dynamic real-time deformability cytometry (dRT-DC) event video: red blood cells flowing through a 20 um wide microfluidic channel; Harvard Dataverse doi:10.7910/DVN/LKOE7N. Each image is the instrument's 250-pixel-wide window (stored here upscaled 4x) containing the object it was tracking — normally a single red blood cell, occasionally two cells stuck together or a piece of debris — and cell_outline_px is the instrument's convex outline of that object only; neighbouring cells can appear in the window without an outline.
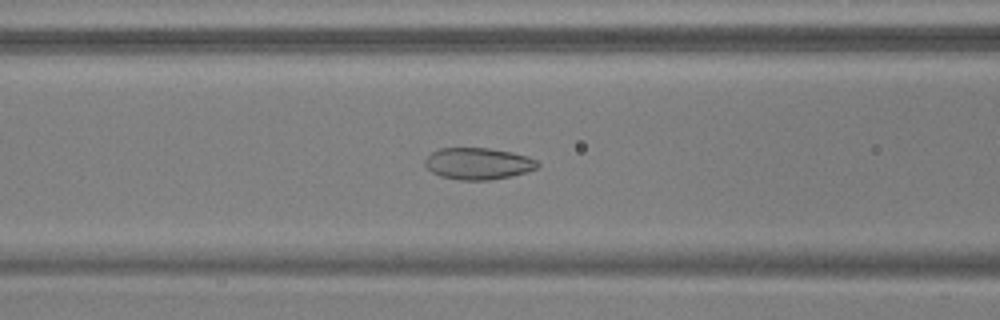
{"species": "common noctule bat (a hibernating species)", "species_latin": "Nyctalus noctula", "temperature_condition": "warm", "stored_images_in_passage": 38, "segment_of_instrument_passage": [1, 2], "camera_frame_rate_fps": 3000, "um_per_image_px": 0.085, "animal": {"sex": "male", "body_mass_g": 17.9, "forearm_length_mm": 54.2}, "frame": {"image": 1, "passage_image": 6, "time_ms": 1.667, "image_size_px": [1000, 320], "cell_outline_px": [[540, 164], [536, 168], [524, 172], [508, 176], [488, 180], [460, 180], [440, 176], [432, 172], [424, 164], [424, 160], [432, 152], [440, 148], [488, 148], [512, 152], [528, 156], [536, 160]], "centroid_in_image_um": [40.62, 13.9], "position_along_channel_um": 126.0, "area_um2": 20.63}}
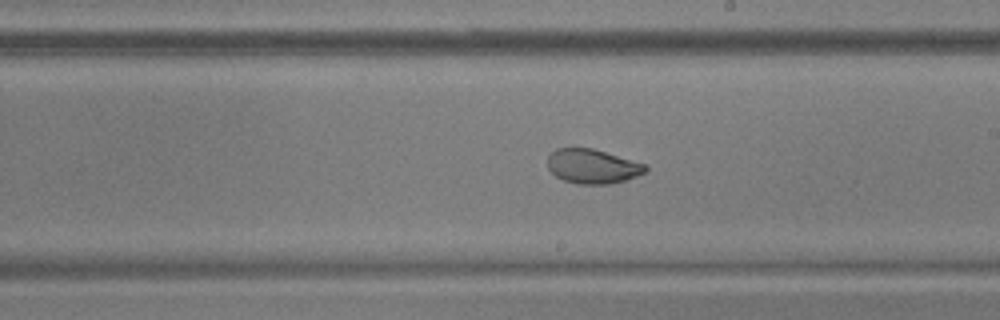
{"frame": {"image": 2, "passage_image": 15, "time_ms": 4.667, "image_size_px": [1000, 320], "cell_outline_px": [[648, 172], [612, 184], [576, 184], [564, 180], [556, 176], [548, 168], [548, 156], [556, 148], [592, 148], [644, 164], [648, 168]], "centroid_in_image_um": [50.36, 14.15], "position_along_channel_um": 238.6, "area_um2": 19.48}}
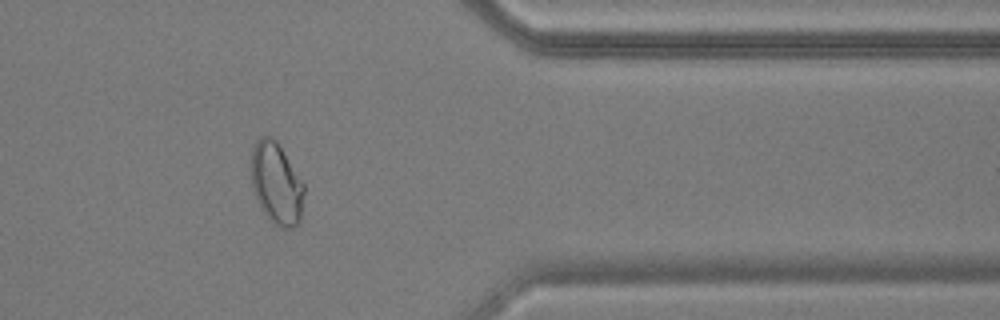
{"frame": {"image": 3, "passage_image": 28, "time_ms": 9.0, "image_size_px": [1000, 320], "cell_outline_px": [[304, 192], [300, 224], [288, 228], [284, 228], [276, 224], [264, 212], [256, 196], [252, 184], [252, 148], [256, 140], [260, 136], [272, 136], [276, 140], [304, 184]], "centroid_in_image_um": [23.51, 15.57], "position_along_channel_um": 387.9, "area_um2": 24.74}}